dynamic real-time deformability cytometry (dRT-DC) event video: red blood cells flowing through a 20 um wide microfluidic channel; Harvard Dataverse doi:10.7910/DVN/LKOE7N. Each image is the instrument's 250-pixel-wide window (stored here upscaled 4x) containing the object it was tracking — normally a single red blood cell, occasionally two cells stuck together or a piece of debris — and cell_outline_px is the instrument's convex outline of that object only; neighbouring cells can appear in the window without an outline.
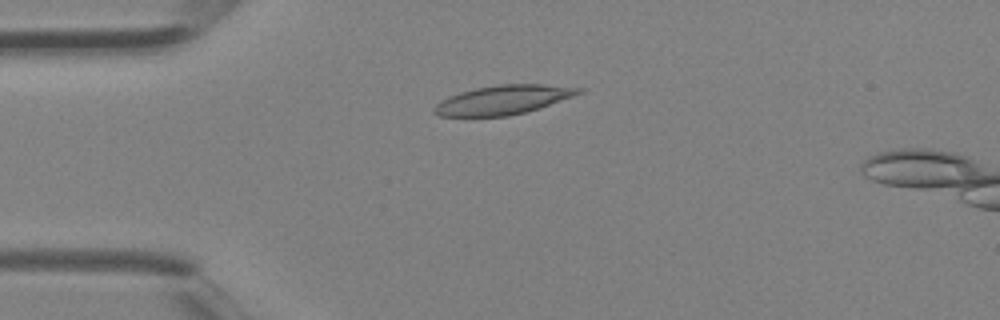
{"species": "Egyptian fruit bat (a non-hibernating species)", "species_latin": "Rousettus aegyptiacus", "temperature_condition": "room temperature", "stored_images_in_passage": 2, "camera_frame_rate_fps": 3000, "um_per_image_px": 0.085, "animal": {"sex": "female"}, "frame": {"image": 1, "passage_image": 1, "time_ms": 0.0, "image_size_px": [1000, 320], "cell_outline_px": [[584, 92], [540, 108], [508, 116], [440, 116], [432, 112], [432, 108], [440, 100], [448, 96], [460, 92], [476, 88], [500, 84], [544, 84], [584, 88]], "centroid_in_image_um": [42.76, 8.48], "position_along_channel_um": 42.2, "area_um2": 24.57}}